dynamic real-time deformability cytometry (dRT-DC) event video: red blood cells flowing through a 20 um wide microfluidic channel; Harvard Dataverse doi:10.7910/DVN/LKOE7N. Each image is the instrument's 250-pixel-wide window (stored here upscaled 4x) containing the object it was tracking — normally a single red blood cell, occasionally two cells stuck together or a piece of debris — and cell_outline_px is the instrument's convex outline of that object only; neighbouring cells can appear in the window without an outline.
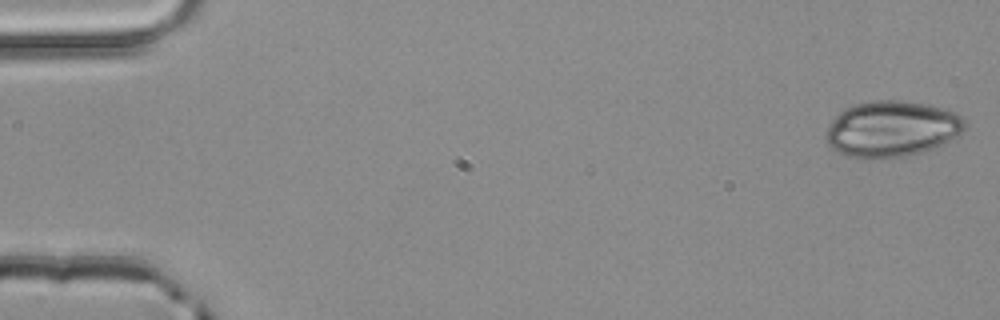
{"species": "common noctule bat (a hibernating species)", "species_latin": "Nyctalus noctula", "temperature_condition": "room temperature", "stored_images_in_passage": 4, "camera_frame_rate_fps": 3000, "um_per_image_px": 0.085, "animal": {"sex": "male", "body_mass_g": 20.4}, "frame": {"image": 1, "passage_image": 1, "time_ms": 0.0, "image_size_px": [1000, 320], "cell_outline_px": [[964, 128], [956, 136], [932, 148], [920, 152], [904, 156], [872, 160], [860, 160], [848, 156], [832, 148], [824, 140], [824, 136], [832, 120], [844, 108], [856, 104], [876, 100], [904, 100], [928, 104], [944, 108], [956, 112], [964, 120]], "centroid_in_image_um": [75.75, 10.96], "position_along_channel_um": 9.3, "area_um2": 45.43}}